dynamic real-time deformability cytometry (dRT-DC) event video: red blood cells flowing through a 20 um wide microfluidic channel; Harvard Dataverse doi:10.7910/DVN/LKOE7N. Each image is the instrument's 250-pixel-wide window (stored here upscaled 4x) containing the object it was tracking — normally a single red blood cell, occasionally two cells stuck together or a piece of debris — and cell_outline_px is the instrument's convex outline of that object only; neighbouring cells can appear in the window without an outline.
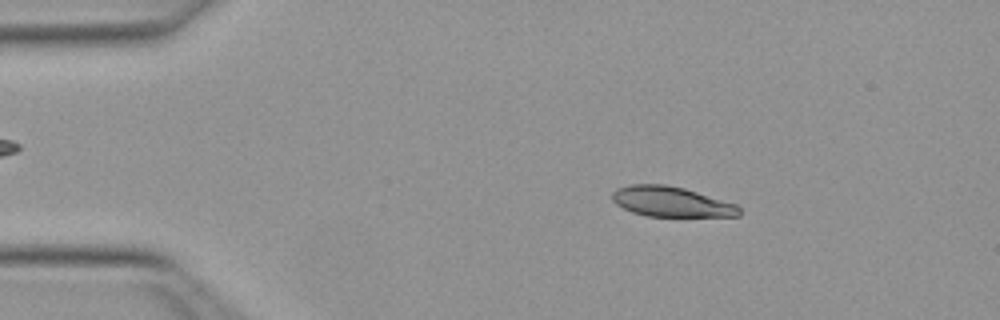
{"species": "Egyptian fruit bat (a non-hibernating species)", "species_latin": "Rousettus aegyptiacus", "temperature_condition": "warm", "stored_images_in_passage": 22, "camera_frame_rate_fps": 3000, "um_per_image_px": 0.085, "animal": {"sex": "female"}, "frame": {"image": 1, "passage_image": 2, "time_ms": 0.333, "image_size_px": [1000, 320], "cell_outline_px": [[740, 216], [644, 216], [632, 212], [616, 204], [612, 200], [612, 192], [616, 188], [632, 184], [664, 184], [684, 188], [736, 204], [740, 208]], "centroid_in_image_um": [57.02, 17.14], "position_along_channel_um": 28.0, "area_um2": 22.25}}
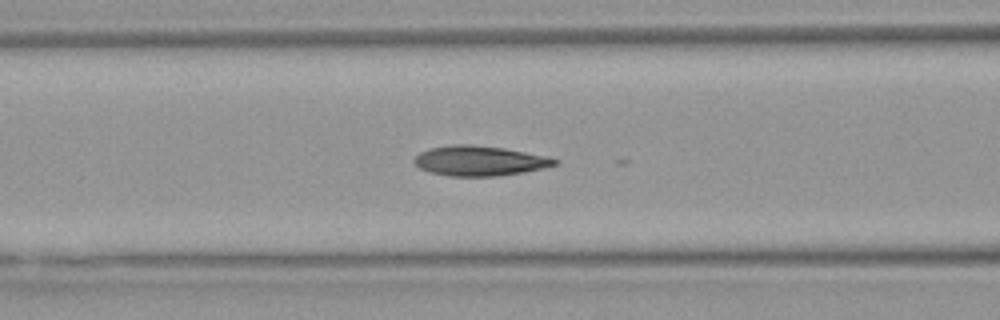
{"frame": {"image": 2, "passage_image": 14, "time_ms": 4.333, "image_size_px": [1000, 320], "cell_outline_px": [[560, 160], [556, 164], [544, 168], [524, 172], [500, 176], [448, 176], [428, 172], [420, 168], [412, 160], [420, 152], [428, 148], [452, 144], [472, 144], [504, 148], [548, 156]], "centroid_in_image_um": [40.75, 13.66], "position_along_channel_um": 125.8, "area_um2": 24.8}}
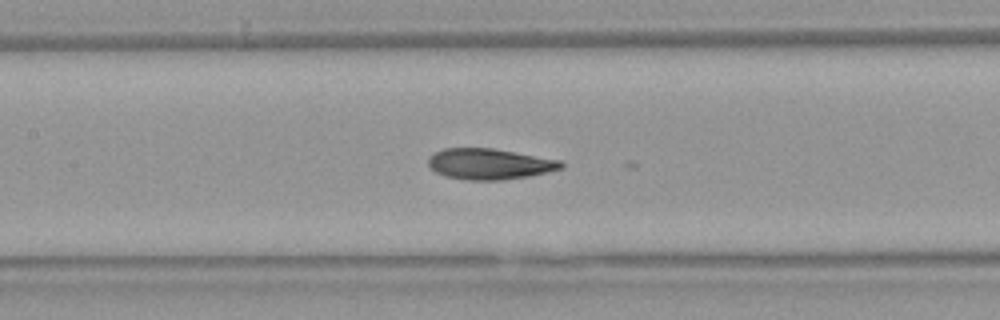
{"frame": {"image": 3, "passage_image": 17, "time_ms": 5.333, "image_size_px": [1000, 320], "cell_outline_px": [[564, 168], [548, 172], [528, 176], [500, 180], [468, 180], [444, 176], [436, 172], [428, 164], [428, 156], [444, 148], [492, 148], [560, 160], [564, 164]], "centroid_in_image_um": [41.6, 13.94], "position_along_channel_um": 165.8, "area_um2": 23.81}}